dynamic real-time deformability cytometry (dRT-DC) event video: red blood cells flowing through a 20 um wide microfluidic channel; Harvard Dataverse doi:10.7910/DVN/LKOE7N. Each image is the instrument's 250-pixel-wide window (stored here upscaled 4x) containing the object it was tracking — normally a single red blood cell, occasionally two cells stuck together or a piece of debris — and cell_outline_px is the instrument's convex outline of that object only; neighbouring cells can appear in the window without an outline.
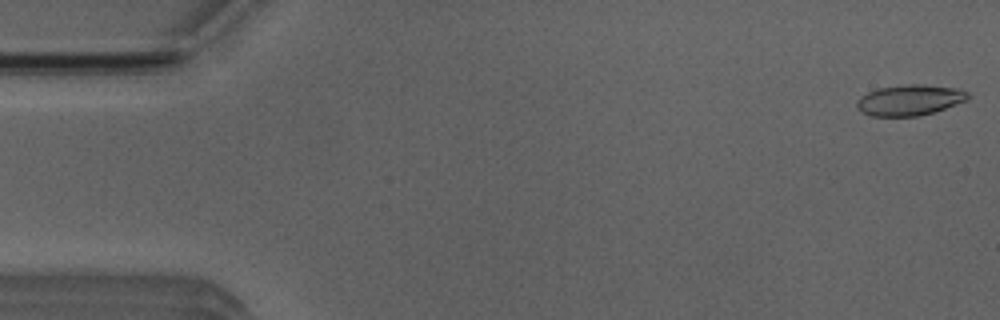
{"species": "Egyptian fruit bat (a non-hibernating species)", "species_latin": "Rousettus aegyptiacus", "temperature_condition": "room temperature", "stored_images_in_passage": 7, "camera_frame_rate_fps": 3000, "um_per_image_px": 0.085, "animal": {"sex": "male"}, "frame": {"image": 1, "passage_image": 1, "time_ms": 0.0, "image_size_px": [1000, 320], "cell_outline_px": [[972, 96], [968, 100], [936, 112], [916, 116], [872, 116], [860, 112], [856, 108], [856, 100], [860, 96], [868, 92], [880, 88], [908, 84], [924, 84], [960, 88], [968, 92]], "centroid_in_image_um": [77.36, 8.5], "position_along_channel_um": 7.6, "area_um2": 20.29}}